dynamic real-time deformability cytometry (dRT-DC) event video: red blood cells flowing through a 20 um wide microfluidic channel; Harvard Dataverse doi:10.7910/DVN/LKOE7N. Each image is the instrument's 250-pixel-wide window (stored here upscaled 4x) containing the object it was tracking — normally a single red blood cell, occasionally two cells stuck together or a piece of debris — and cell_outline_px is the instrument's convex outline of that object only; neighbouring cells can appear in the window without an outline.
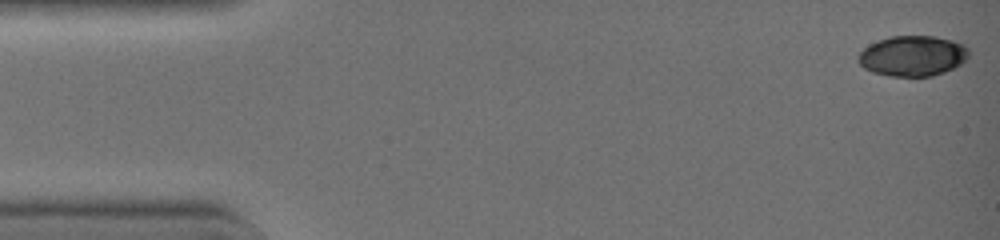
{"species": "common noctule bat (a hibernating species)", "species_latin": "Nyctalus noctula", "temperature_condition": "warm", "stored_images_in_passage": 14, "camera_frame_rate_fps": 3000, "um_per_image_px": 0.085, "animal": {"sex": "female", "body_mass_g": 19.0, "forearm_length_mm": 51.5}, "frame": {"image": 1, "passage_image": 1, "time_ms": 0.0, "image_size_px": [1000, 240], "cell_outline_px": [[968, 56], [960, 64], [944, 72], [932, 76], [892, 76], [872, 72], [864, 68], [856, 60], [856, 56], [868, 44], [892, 36], [932, 36], [952, 40], [964, 44], [968, 48]], "centroid_in_image_um": [77.54, 4.75], "position_along_channel_um": 7.5, "area_um2": 26.01}}
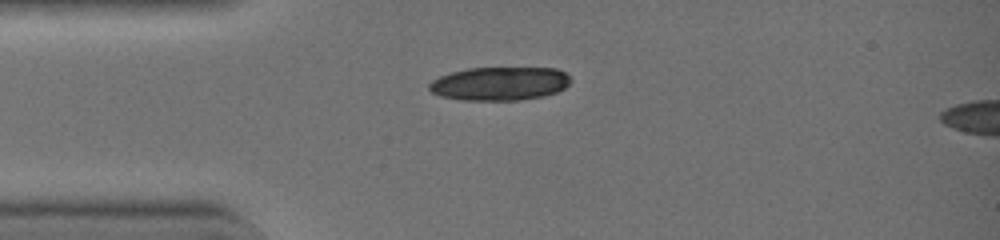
{"frame": {"image": 2, "passage_image": 11, "time_ms": 3.333, "image_size_px": [1000, 240], "cell_outline_px": [[572, 80], [564, 88], [556, 92], [540, 96], [520, 100], [464, 100], [440, 96], [432, 92], [428, 88], [428, 84], [432, 80], [440, 76], [452, 72], [468, 68], [556, 68], [564, 72]], "centroid_in_image_um": [42.45, 7.1], "position_along_channel_um": 42.5, "area_um2": 27.51}}